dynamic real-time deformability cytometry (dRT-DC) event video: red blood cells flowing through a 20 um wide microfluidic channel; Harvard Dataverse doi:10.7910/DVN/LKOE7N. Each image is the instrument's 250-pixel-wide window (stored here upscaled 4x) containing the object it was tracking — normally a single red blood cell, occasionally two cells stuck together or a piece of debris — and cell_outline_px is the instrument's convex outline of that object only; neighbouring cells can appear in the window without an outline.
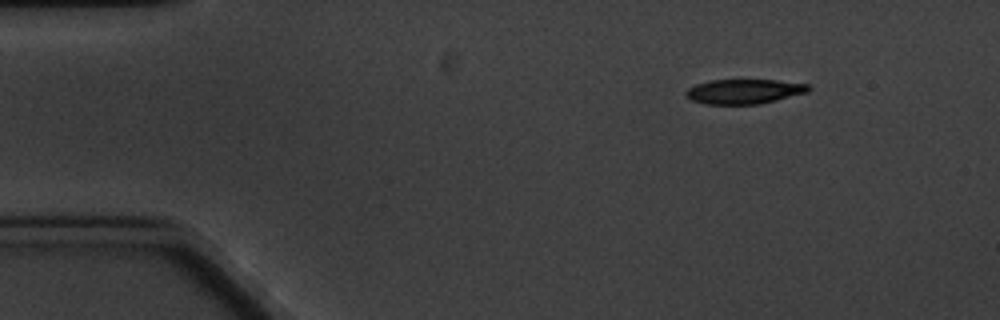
{"species": "common noctule bat (a hibernating species)", "species_latin": "Nyctalus noctula", "temperature_condition": "cold", "stored_images_in_passage": 4, "camera_frame_rate_fps": 3000, "um_per_image_px": 0.085, "animal": {"sex": "male", "body_mass_g": 20.1, "forearm_length_mm": 53.5}, "frame": {"image": 1, "passage_image": 1, "time_ms": 0.0, "image_size_px": [1000, 320], "cell_outline_px": [[812, 88], [808, 92], [760, 104], [704, 104], [692, 100], [684, 96], [684, 92], [688, 88], [696, 84], [712, 80], [776, 80], [808, 84]], "centroid_in_image_um": [63.23, 7.77], "position_along_channel_um": 21.8, "area_um2": 17.69}}
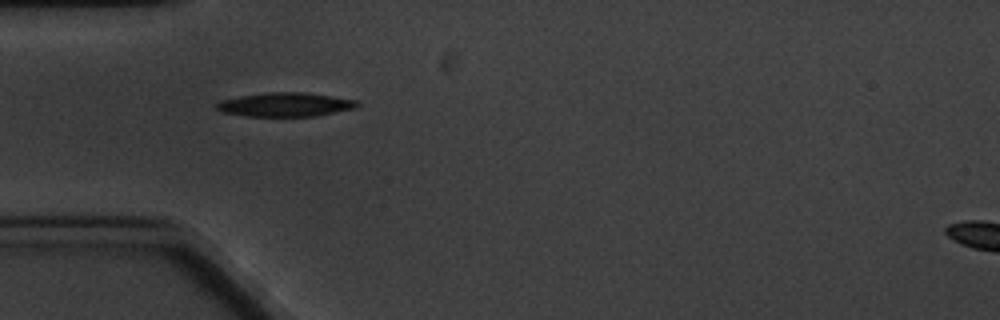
{"frame": {"image": 2, "passage_image": 3, "time_ms": 3.333, "image_size_px": [1000, 320], "cell_outline_px": [[360, 104], [356, 108], [316, 116], [248, 116], [220, 112], [216, 108], [216, 104], [220, 100], [240, 96], [268, 92], [304, 92], [360, 100]], "centroid_in_image_um": [24.28, 8.89], "position_along_channel_um": 60.7, "area_um2": 19.77}}